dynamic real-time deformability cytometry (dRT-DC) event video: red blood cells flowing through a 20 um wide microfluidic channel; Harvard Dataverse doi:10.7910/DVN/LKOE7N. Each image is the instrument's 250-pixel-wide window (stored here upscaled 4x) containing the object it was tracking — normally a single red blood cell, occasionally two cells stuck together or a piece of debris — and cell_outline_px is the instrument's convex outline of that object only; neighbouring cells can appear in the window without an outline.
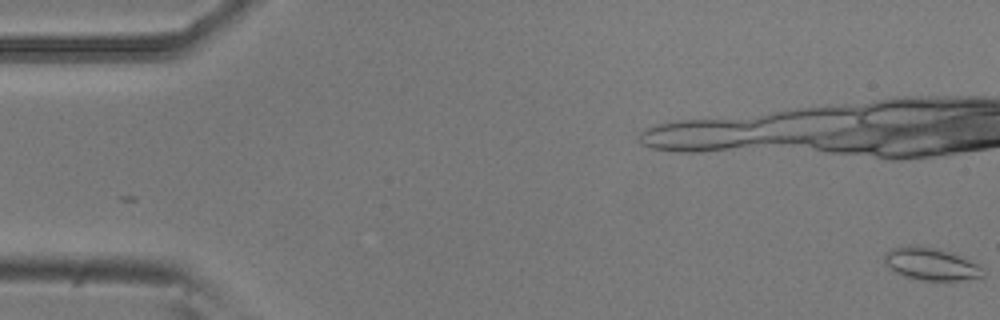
{"species": "common noctule bat (a hibernating species)", "species_latin": "Nyctalus noctula", "temperature_condition": "room temperature", "stored_images_in_passage": 20, "camera_frame_rate_fps": 3000, "um_per_image_px": 0.085, "animal": {"sex": "male", "body_mass_g": 20.5, "forearm_length_mm": 52.5}, "frame": {"image": 1, "passage_image": 1, "time_ms": 0.0, "image_size_px": [1000, 320], "cell_outline_px": [[984, 276], [960, 280], [916, 280], [904, 276], [888, 268], [884, 264], [884, 252], [892, 248], [908, 244], [920, 244], [936, 248], [948, 252], [968, 260], [984, 268]], "centroid_in_image_um": [79.05, 22.42], "position_along_channel_um": 6.0, "area_um2": 18.79}}